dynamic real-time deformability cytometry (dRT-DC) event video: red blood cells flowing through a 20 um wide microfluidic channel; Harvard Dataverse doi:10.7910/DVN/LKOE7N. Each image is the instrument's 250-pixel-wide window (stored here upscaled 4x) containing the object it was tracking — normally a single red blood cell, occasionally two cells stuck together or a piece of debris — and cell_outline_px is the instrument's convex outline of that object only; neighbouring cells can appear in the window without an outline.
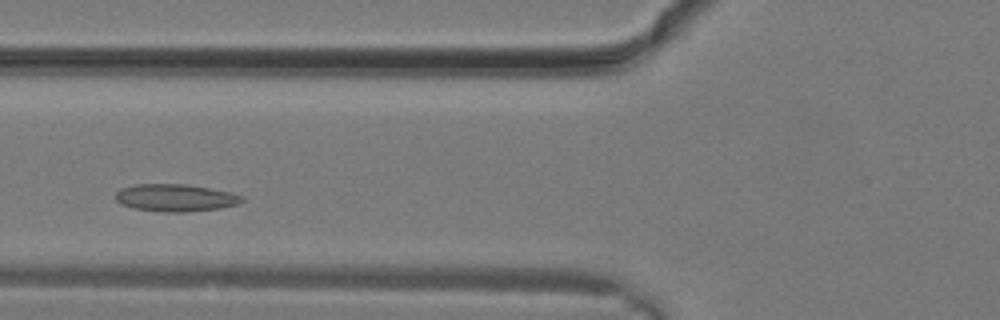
{"species": "common noctule bat (a hibernating species)", "species_latin": "Nyctalus noctula", "temperature_condition": "warm", "stored_images_in_passage": 24, "camera_frame_rate_fps": 3000, "um_per_image_px": 0.085, "animal": {"sex": "male", "body_mass_g": 19.2, "forearm_length_mm": 51.8}, "frame": {"image": 1, "passage_image": 6, "time_ms": 1.667, "image_size_px": [1000, 320], "cell_outline_px": [[244, 200], [236, 204], [220, 208], [184, 212], [164, 212], [136, 208], [120, 204], [116, 200], [116, 192], [120, 188], [132, 184], [184, 184], [208, 188], [228, 192], [244, 196]], "centroid_in_image_um": [14.87, 16.8], "position_along_channel_um": 110.9, "area_um2": 20.0}}
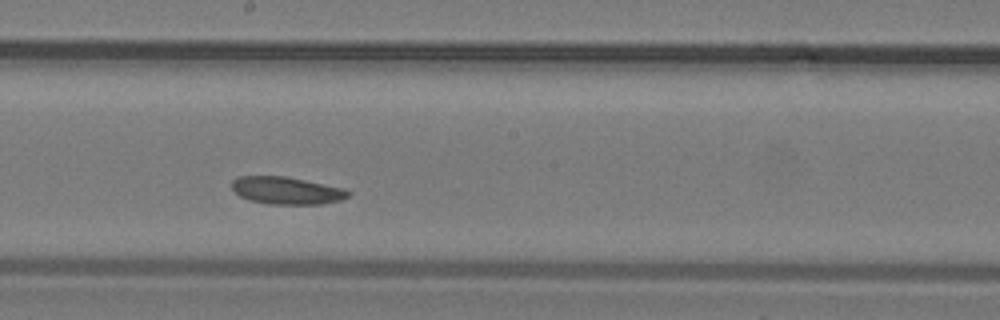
{"frame": {"image": 2, "passage_image": 11, "time_ms": 3.333, "image_size_px": [1000, 320], "cell_outline_px": [[352, 192], [348, 196], [340, 200], [320, 204], [272, 204], [248, 200], [240, 196], [232, 188], [232, 180], [240, 176], [284, 176], [344, 188]], "centroid_in_image_um": [24.36, 16.19], "position_along_channel_um": 223.8, "area_um2": 18.44}}
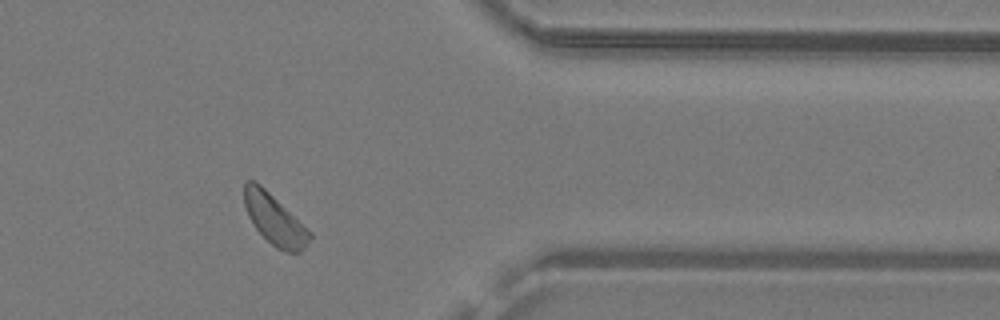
{"frame": {"image": 3, "passage_image": 19, "time_ms": 6.0, "image_size_px": [1000, 320], "cell_outline_px": [[312, 236], [304, 248], [300, 252], [288, 252], [276, 248], [252, 224], [248, 216], [244, 204], [244, 180], [256, 180], [312, 232]], "centroid_in_image_um": [23.32, 18.63], "position_along_channel_um": 388.1, "area_um2": 19.13}}